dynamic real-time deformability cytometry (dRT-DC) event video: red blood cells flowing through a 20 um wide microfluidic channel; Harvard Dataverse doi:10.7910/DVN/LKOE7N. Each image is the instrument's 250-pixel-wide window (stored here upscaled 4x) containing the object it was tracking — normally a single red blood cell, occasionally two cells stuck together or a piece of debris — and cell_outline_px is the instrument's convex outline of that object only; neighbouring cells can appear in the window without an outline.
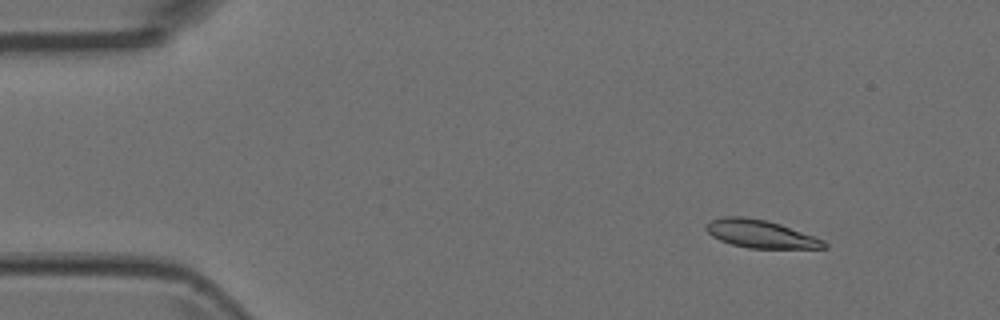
{"species": "Egyptian fruit bat (a non-hibernating species)", "species_latin": "Rousettus aegyptiacus", "temperature_condition": "room temperature", "stored_images_in_passage": 4, "camera_frame_rate_fps": 3000, "um_per_image_px": 0.085, "animal": {"sex": "female"}, "frame": {"image": 1, "passage_image": 2, "time_ms": 0.333, "image_size_px": [1000, 320], "cell_outline_px": [[828, 248], [748, 248], [732, 244], [720, 240], [712, 236], [704, 228], [712, 220], [724, 216], [744, 216], [768, 220], [780, 224], [824, 240], [828, 244]], "centroid_in_image_um": [64.65, 19.88], "position_along_channel_um": 20.3, "area_um2": 19.07}}